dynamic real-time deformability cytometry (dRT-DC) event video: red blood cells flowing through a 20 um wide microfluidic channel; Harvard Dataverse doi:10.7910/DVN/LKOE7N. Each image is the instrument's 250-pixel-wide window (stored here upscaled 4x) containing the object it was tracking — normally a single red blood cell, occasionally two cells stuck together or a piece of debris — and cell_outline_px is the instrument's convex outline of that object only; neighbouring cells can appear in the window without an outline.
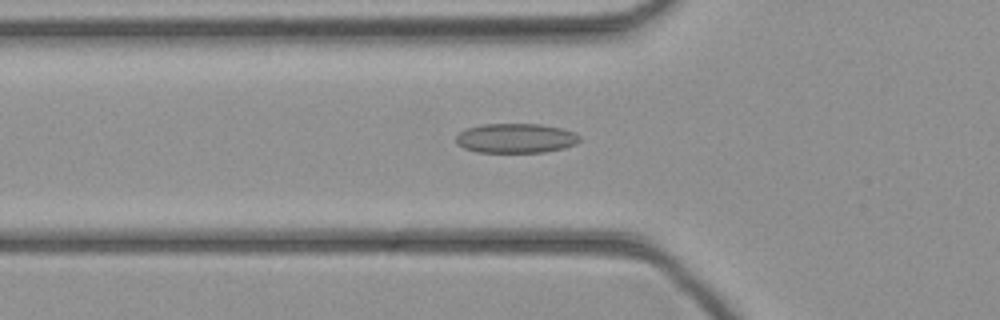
{"species": "common noctule bat (a hibernating species)", "species_latin": "Nyctalus noctula", "temperature_condition": "cold", "stored_images_in_passage": 45, "camera_frame_rate_fps": 3000, "um_per_image_px": 0.085, "animal": {"sex": "female", "body_mass_g": 21.9}, "frame": {"image": 1, "passage_image": 15, "time_ms": 4.667, "image_size_px": [1000, 320], "cell_outline_px": [[580, 140], [576, 144], [564, 148], [544, 152], [476, 152], [464, 148], [456, 144], [456, 136], [464, 128], [484, 124], [540, 124], [560, 128], [576, 132], [580, 136]], "centroid_in_image_um": [43.83, 11.75], "position_along_channel_um": 82.0, "area_um2": 21.44}}
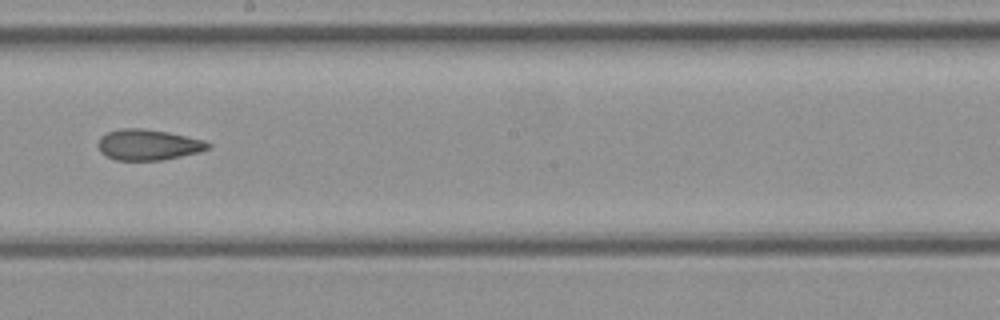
{"frame": {"image": 2, "passage_image": 25, "time_ms": 8.0, "image_size_px": [1000, 320], "cell_outline_px": [[212, 148], [200, 152], [164, 160], [116, 160], [100, 152], [96, 144], [100, 136], [108, 132], [120, 128], [140, 128], [168, 132], [204, 140], [212, 144]], "centroid_in_image_um": [12.61, 12.3], "position_along_channel_um": 235.6, "area_um2": 19.94}}
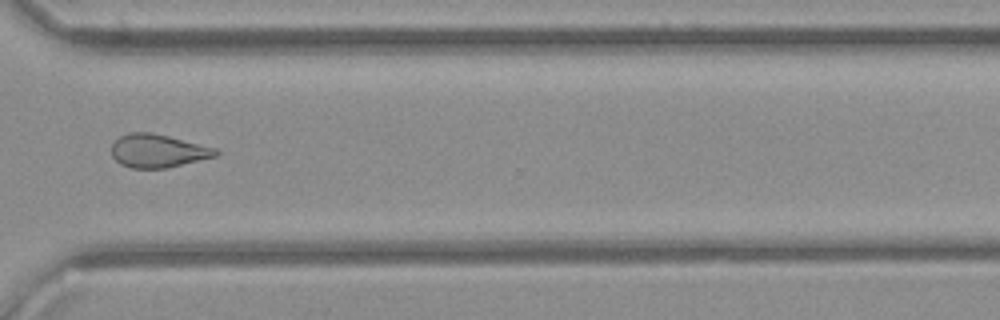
{"frame": {"image": 3, "passage_image": 33, "time_ms": 10.667, "image_size_px": [1000, 320], "cell_outline_px": [[220, 152], [216, 156], [164, 168], [132, 168], [120, 164], [112, 156], [112, 144], [120, 136], [132, 132], [152, 132], [216, 148]], "centroid_in_image_um": [13.4, 12.82], "position_along_channel_um": 357.2, "area_um2": 19.94}}